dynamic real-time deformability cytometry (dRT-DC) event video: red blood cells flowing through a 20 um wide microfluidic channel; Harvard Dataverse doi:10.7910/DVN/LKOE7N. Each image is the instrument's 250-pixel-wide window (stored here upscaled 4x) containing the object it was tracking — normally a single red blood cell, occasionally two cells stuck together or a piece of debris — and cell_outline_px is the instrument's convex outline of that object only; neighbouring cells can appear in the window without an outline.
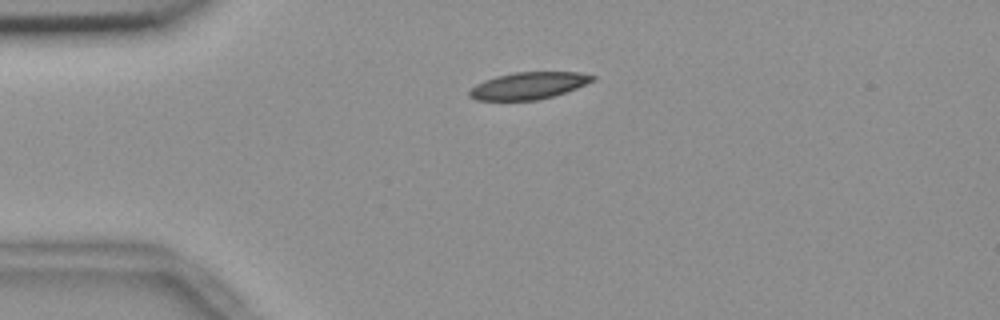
{"species": "common noctule bat (a hibernating species)", "species_latin": "Nyctalus noctula", "temperature_condition": "room temperature", "stored_images_in_passage": 2, "camera_frame_rate_fps": 3000, "um_per_image_px": 0.085, "animal": {"sex": "female", "body_mass_g": 18.4}, "frame": {"image": 1, "passage_image": 1, "time_ms": 0.0, "image_size_px": [1000, 320], "cell_outline_px": [[596, 80], [576, 88], [552, 96], [536, 100], [476, 100], [468, 96], [468, 92], [476, 84], [484, 80], [496, 76], [516, 72], [580, 72], [596, 76]], "centroid_in_image_um": [44.92, 7.27], "position_along_channel_um": 40.1, "area_um2": 19.31}}